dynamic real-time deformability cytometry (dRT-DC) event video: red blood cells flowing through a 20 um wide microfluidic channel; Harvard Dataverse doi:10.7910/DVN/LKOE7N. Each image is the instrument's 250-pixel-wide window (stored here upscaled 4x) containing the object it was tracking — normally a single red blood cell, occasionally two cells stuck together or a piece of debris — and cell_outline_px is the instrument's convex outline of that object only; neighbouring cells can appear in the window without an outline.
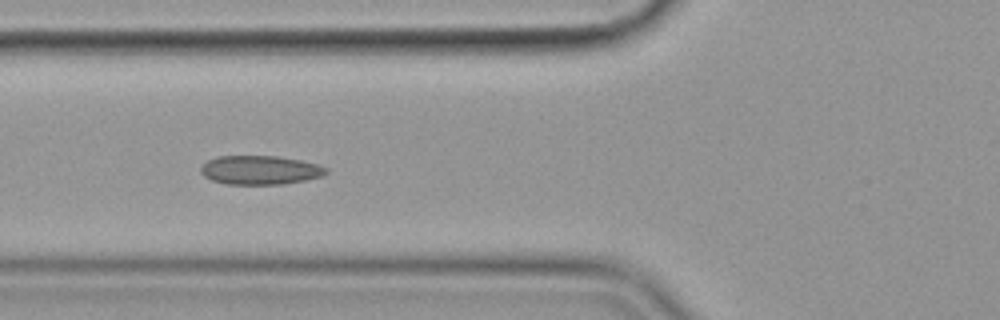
{"species": "common noctule bat (a hibernating species)", "species_latin": "Nyctalus noctula", "temperature_condition": "cold", "stored_images_in_passage": 57, "camera_frame_rate_fps": 3000, "um_per_image_px": 0.085, "animal": {"sex": "female", "body_mass_g": 19.9}, "frame": {"image": 1, "passage_image": 21, "time_ms": 6.667, "image_size_px": [1000, 320], "cell_outline_px": [[328, 172], [320, 176], [304, 180], [284, 184], [228, 184], [212, 180], [204, 176], [200, 172], [200, 168], [208, 160], [220, 156], [276, 156], [300, 160], [320, 164], [328, 168]], "centroid_in_image_um": [22.12, 14.45], "position_along_channel_um": 103.7, "area_um2": 21.04}}
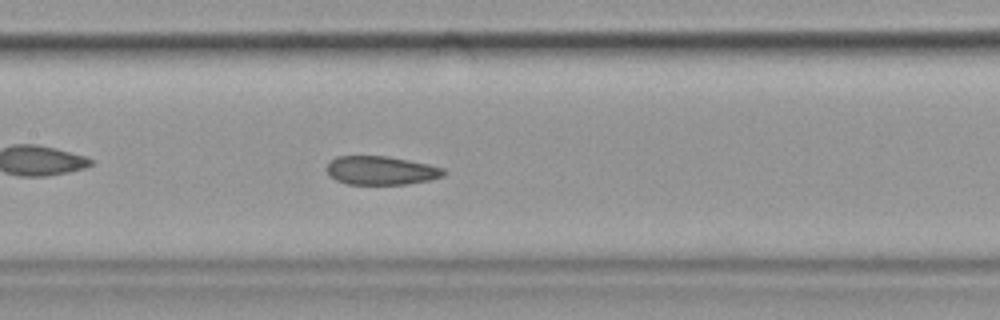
{"frame": {"image": 2, "passage_image": 27, "time_ms": 8.667, "image_size_px": [1000, 320], "cell_outline_px": [[448, 172], [444, 176], [428, 180], [408, 184], [348, 184], [336, 180], [328, 172], [328, 164], [336, 156], [388, 156], [428, 164], [444, 168]], "centroid_in_image_um": [32.44, 14.49], "position_along_channel_um": 175.0, "area_um2": 19.42}}
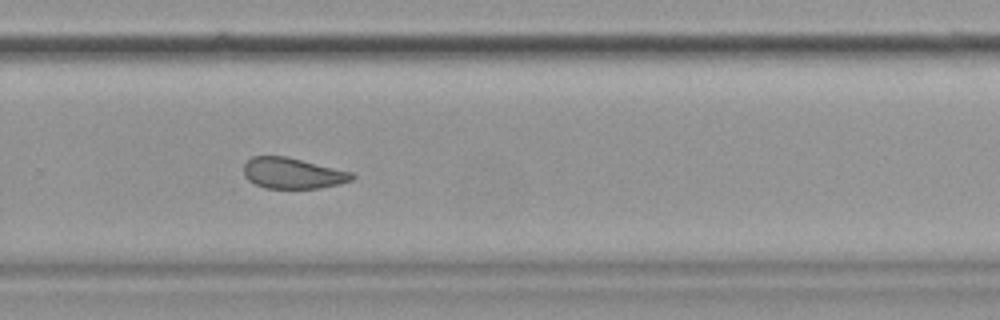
{"frame": {"image": 3, "passage_image": 38, "time_ms": 12.333, "image_size_px": [1000, 320], "cell_outline_px": [[356, 176], [352, 180], [340, 184], [320, 188], [264, 188], [248, 180], [244, 176], [244, 164], [252, 156], [284, 156], [352, 172]], "centroid_in_image_um": [24.87, 14.73], "position_along_channel_um": 304.9, "area_um2": 19.36}, "authors_computed_cell_mechanics": {"area_um2": 21.6172, "velocity_mm_per_s": 3.5557, "shape_relaxation_time_tau1_ms": null, "shape_relaxation_time_tau2_ms": 2.89, "deformation_change_tau1": null, "deformation_change_tau2": 0.081}}